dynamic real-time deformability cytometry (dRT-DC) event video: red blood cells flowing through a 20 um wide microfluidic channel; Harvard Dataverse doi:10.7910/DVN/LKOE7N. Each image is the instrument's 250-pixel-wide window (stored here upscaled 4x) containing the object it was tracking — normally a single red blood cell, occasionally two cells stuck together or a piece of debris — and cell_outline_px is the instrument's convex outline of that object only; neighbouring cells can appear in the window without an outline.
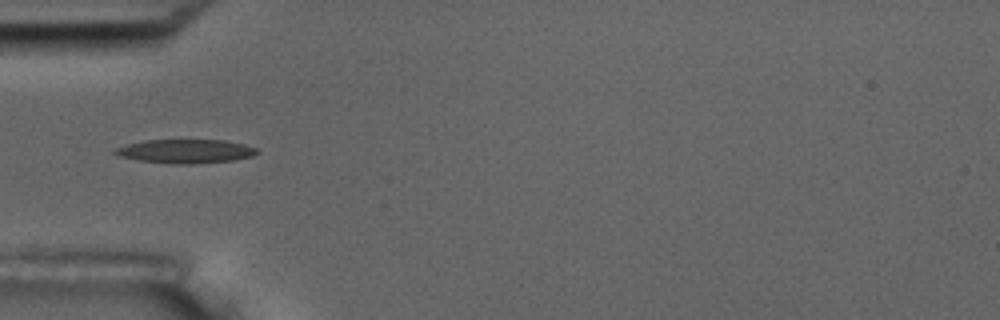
{"species": "common noctule bat (a hibernating species)", "species_latin": "Nyctalus noctula", "temperature_condition": "room temperature", "stored_images_in_passage": 5, "camera_frame_rate_fps": 3000, "um_per_image_px": 0.085, "animal": {"sex": "male", "body_mass_g": 17.5, "forearm_length_mm": 52.3}, "frame": {"image": 1, "passage_image": 3, "time_ms": 2.333, "image_size_px": [1000, 320], "cell_outline_px": [[260, 152], [252, 156], [232, 160], [192, 164], [172, 164], [140, 160], [120, 156], [112, 152], [116, 148], [128, 144], [144, 140], [224, 140], [244, 144], [256, 148]], "centroid_in_image_um": [15.79, 12.85], "position_along_channel_um": 69.2, "area_um2": 19.59}}